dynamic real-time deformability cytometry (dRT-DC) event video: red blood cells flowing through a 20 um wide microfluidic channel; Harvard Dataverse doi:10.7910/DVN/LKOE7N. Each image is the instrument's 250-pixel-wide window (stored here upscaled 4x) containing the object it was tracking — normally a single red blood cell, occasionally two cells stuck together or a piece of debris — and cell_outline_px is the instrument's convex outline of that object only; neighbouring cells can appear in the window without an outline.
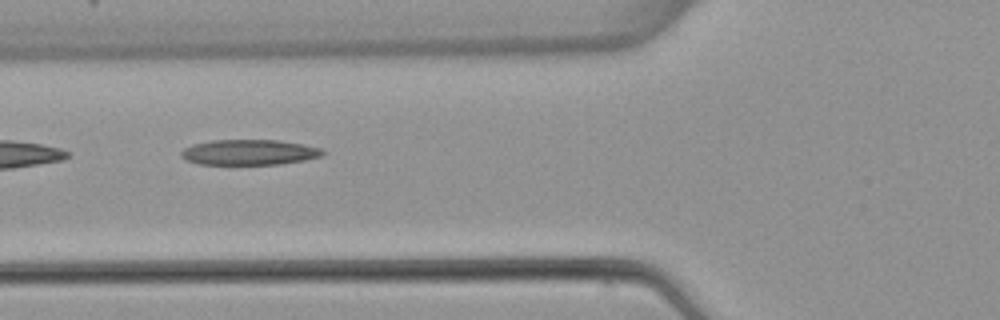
{"species": "common noctule bat (a hibernating species)", "species_latin": "Nyctalus noctula", "temperature_condition": "warm", "stored_images_in_passage": 8, "camera_frame_rate_fps": 3000, "um_per_image_px": 0.085, "animal": {"sex": "female", "body_mass_g": 22.7, "forearm_length_mm": 54.2}, "frame": {"image": 1, "passage_image": 5, "time_ms": 5.0, "image_size_px": [1000, 320], "cell_outline_px": [[324, 156], [304, 160], [280, 164], [200, 164], [188, 160], [180, 156], [180, 152], [184, 148], [192, 144], [212, 140], [280, 140], [304, 144], [324, 148]], "centroid_in_image_um": [21.23, 12.93], "position_along_channel_um": 104.6, "area_um2": 21.1}}
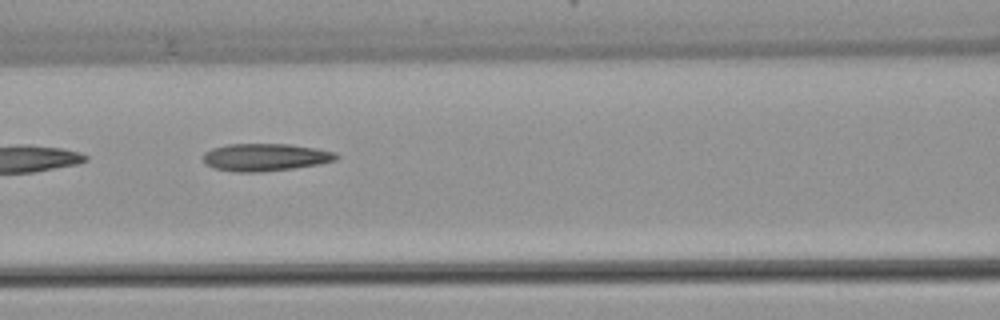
{"frame": {"image": 2, "passage_image": 6, "time_ms": 6.0, "image_size_px": [1000, 320], "cell_outline_px": [[340, 156], [336, 160], [320, 164], [292, 168], [260, 172], [236, 172], [216, 168], [204, 164], [204, 152], [212, 148], [228, 144], [288, 144], [316, 148], [336, 152]], "centroid_in_image_um": [22.57, 13.36], "position_along_channel_um": 144.0, "area_um2": 21.33}}